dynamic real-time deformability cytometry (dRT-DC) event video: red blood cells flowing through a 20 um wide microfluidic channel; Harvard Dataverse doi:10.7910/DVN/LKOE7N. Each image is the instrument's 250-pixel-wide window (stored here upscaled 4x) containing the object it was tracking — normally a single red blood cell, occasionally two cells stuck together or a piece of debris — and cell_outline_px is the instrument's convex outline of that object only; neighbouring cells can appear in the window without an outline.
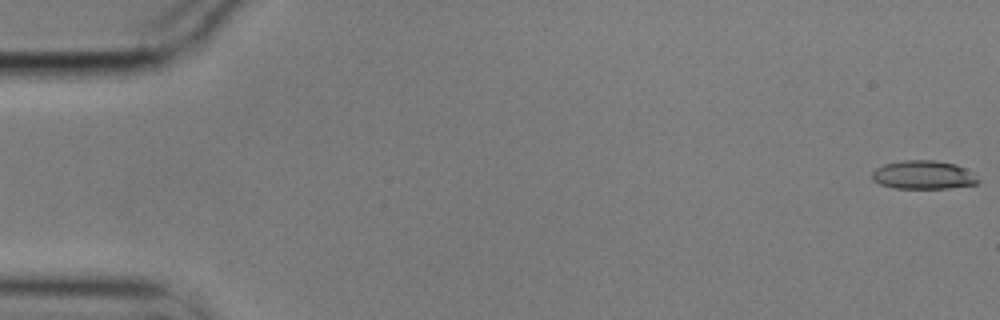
{"species": "common noctule bat (a hibernating species)", "species_latin": "Nyctalus noctula", "temperature_condition": "cold", "stored_images_in_passage": 57, "camera_frame_rate_fps": 3000, "um_per_image_px": 0.085, "animal": {"sex": "male", "body_mass_g": 17.9}, "frame": {"image": 1, "passage_image": 1, "time_ms": 0.0, "image_size_px": [1000, 320], "cell_outline_px": [[980, 180], [976, 184], [948, 188], [892, 188], [880, 184], [872, 180], [872, 172], [876, 168], [884, 164], [904, 160], [932, 160], [956, 164], [972, 172]], "centroid_in_image_um": [78.47, 14.87], "position_along_channel_um": 6.5, "area_um2": 17.63}}
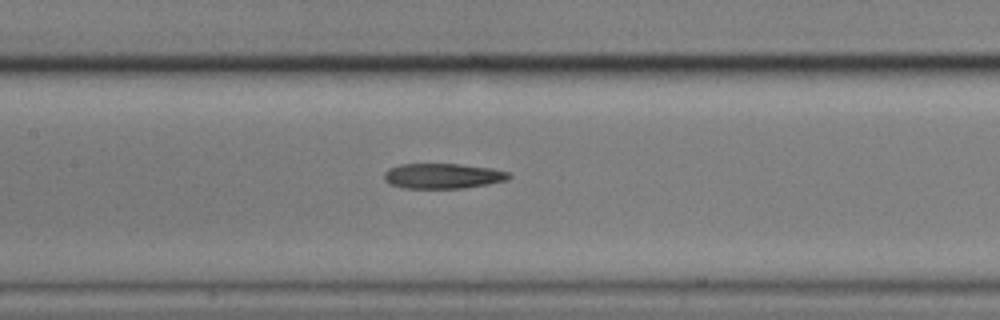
{"frame": {"image": 2, "passage_image": 27, "time_ms": 8.667, "image_size_px": [1000, 320], "cell_outline_px": [[512, 176], [508, 180], [488, 184], [464, 188], [404, 188], [388, 184], [384, 180], [384, 172], [388, 168], [400, 164], [460, 164], [492, 168], [508, 172]], "centroid_in_image_um": [37.62, 14.96], "position_along_channel_um": 169.8, "area_um2": 18.5}}
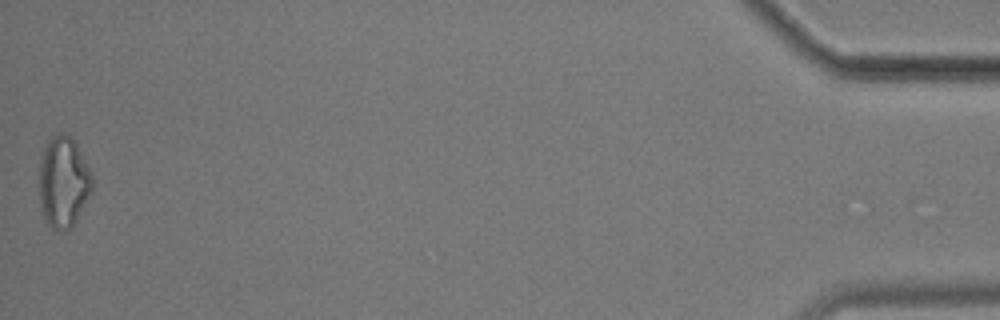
{"frame": {"image": 3, "passage_image": 57, "time_ms": 18.667, "image_size_px": [1000, 320], "cell_outline_px": [[92, 192], [72, 228], [60, 232], [56, 232], [44, 220], [40, 212], [40, 160], [44, 148], [48, 140], [56, 132], [60, 132], [76, 140], [92, 172]], "centroid_in_image_um": [5.4, 15.49], "position_along_channel_um": 429.8, "area_um2": 28.78}, "authors_computed_cell_mechanics": {"area_um2": 19.074, "velocity_mm_per_s": 3.5377, "shape_relaxation_time_tau1_ms": null, "shape_relaxation_time_tau2_ms": 3.6727, "deformation_change_tau1": null, "deformation_change_tau2": 0.1281}}